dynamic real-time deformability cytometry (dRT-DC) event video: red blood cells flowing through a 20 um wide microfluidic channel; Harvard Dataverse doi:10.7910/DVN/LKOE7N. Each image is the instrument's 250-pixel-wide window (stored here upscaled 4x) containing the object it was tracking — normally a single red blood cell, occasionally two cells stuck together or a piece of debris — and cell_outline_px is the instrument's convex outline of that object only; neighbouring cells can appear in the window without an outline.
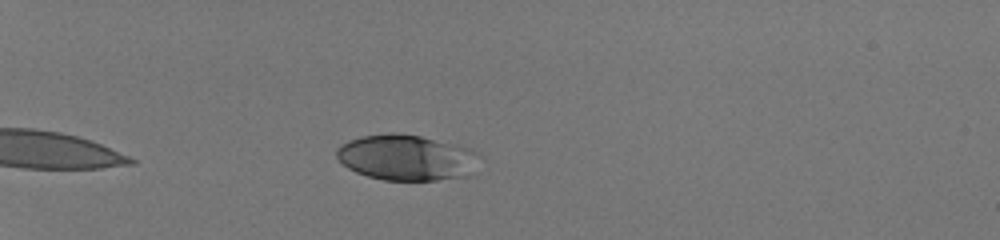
{"species": "human", "species_latin": "Homo sapiens", "temperature_condition": "room temperature", "stored_images_in_passage": 37, "camera_frame_rate_fps": 3000, "um_per_image_px": 0.085, "donor": {"sex": "male"}, "frame": {"image": 1, "passage_image": 2, "time_ms": 0.333, "image_size_px": [1000, 240], "cell_outline_px": [[480, 156], [472, 172], [468, 176], [436, 180], [384, 180], [368, 176], [356, 172], [348, 168], [336, 156], [336, 148], [340, 144], [348, 140], [360, 136], [392, 132], [396, 132], [420, 136], [460, 144], [472, 148], [480, 152]], "centroid_in_image_um": [34.59, 13.37], "position_along_channel_um": 50.4, "area_um2": 38.61}}
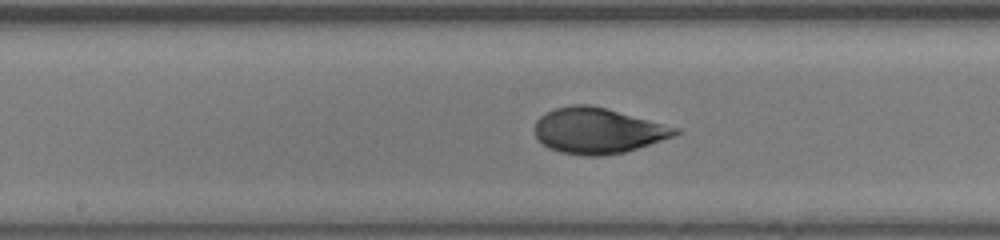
{"frame": {"image": 2, "passage_image": 17, "time_ms": 5.333, "image_size_px": [1000, 240], "cell_outline_px": [[684, 132], [624, 152], [600, 156], [584, 156], [560, 152], [548, 148], [532, 132], [532, 128], [536, 120], [540, 116], [556, 108], [572, 104], [588, 104], [604, 108], [680, 128]], "centroid_in_image_um": [50.76, 11.11], "position_along_channel_um": 197.4, "area_um2": 37.17}}
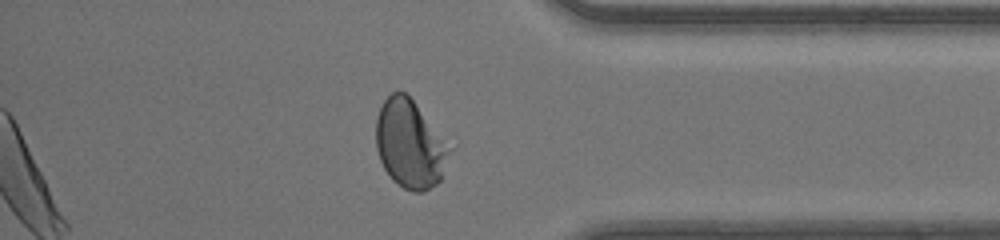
{"frame": {"image": 3, "passage_image": 32, "time_ms": 10.333, "image_size_px": [1000, 240], "cell_outline_px": [[452, 148], [440, 180], [436, 184], [420, 192], [412, 192], [404, 188], [392, 180], [384, 168], [380, 160], [376, 148], [376, 116], [384, 100], [392, 92], [404, 92], [412, 100]], "centroid_in_image_um": [34.82, 12.27], "position_along_channel_um": 400.4, "area_um2": 37.34}, "authors_computed_cell_mechanics": {"area_um2": 37.2232, "velocity_mm_per_s": 4.1879, "shape_relaxation_time_tau1_ms": 4.2792, "shape_relaxation_time_tau2_ms": null, "deformation_change_tau1": 0.189, "deformation_change_tau2": null}}